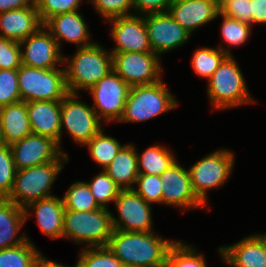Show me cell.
I'll return each mask as SVG.
<instances>
[{
    "label": "cell",
    "instance_id": "cell-1",
    "mask_svg": "<svg viewBox=\"0 0 266 267\" xmlns=\"http://www.w3.org/2000/svg\"><path fill=\"white\" fill-rule=\"evenodd\" d=\"M175 243L151 232L113 230L107 247L122 264L132 267H157L167 261L170 247Z\"/></svg>",
    "mask_w": 266,
    "mask_h": 267
},
{
    "label": "cell",
    "instance_id": "cell-2",
    "mask_svg": "<svg viewBox=\"0 0 266 267\" xmlns=\"http://www.w3.org/2000/svg\"><path fill=\"white\" fill-rule=\"evenodd\" d=\"M62 63L67 64L64 71L68 91L77 94V90H89L112 71V54L93 43L78 48L70 60L63 58Z\"/></svg>",
    "mask_w": 266,
    "mask_h": 267
},
{
    "label": "cell",
    "instance_id": "cell-3",
    "mask_svg": "<svg viewBox=\"0 0 266 267\" xmlns=\"http://www.w3.org/2000/svg\"><path fill=\"white\" fill-rule=\"evenodd\" d=\"M69 161L66 152L56 161L17 170L13 188L8 196L12 203L24 209L30 203L54 196L51 187L58 174Z\"/></svg>",
    "mask_w": 266,
    "mask_h": 267
},
{
    "label": "cell",
    "instance_id": "cell-4",
    "mask_svg": "<svg viewBox=\"0 0 266 267\" xmlns=\"http://www.w3.org/2000/svg\"><path fill=\"white\" fill-rule=\"evenodd\" d=\"M207 96L217 110L234 108L255 101L248 92L243 73L233 55H228L208 79Z\"/></svg>",
    "mask_w": 266,
    "mask_h": 267
},
{
    "label": "cell",
    "instance_id": "cell-5",
    "mask_svg": "<svg viewBox=\"0 0 266 267\" xmlns=\"http://www.w3.org/2000/svg\"><path fill=\"white\" fill-rule=\"evenodd\" d=\"M112 213L101 207L91 211L65 210L63 237L87 247L107 246L113 233Z\"/></svg>",
    "mask_w": 266,
    "mask_h": 267
},
{
    "label": "cell",
    "instance_id": "cell-6",
    "mask_svg": "<svg viewBox=\"0 0 266 267\" xmlns=\"http://www.w3.org/2000/svg\"><path fill=\"white\" fill-rule=\"evenodd\" d=\"M178 101L162 80L132 86L119 122H144L177 107Z\"/></svg>",
    "mask_w": 266,
    "mask_h": 267
},
{
    "label": "cell",
    "instance_id": "cell-7",
    "mask_svg": "<svg viewBox=\"0 0 266 267\" xmlns=\"http://www.w3.org/2000/svg\"><path fill=\"white\" fill-rule=\"evenodd\" d=\"M21 100L61 101L68 93L64 67L53 69L21 65L17 69Z\"/></svg>",
    "mask_w": 266,
    "mask_h": 267
},
{
    "label": "cell",
    "instance_id": "cell-8",
    "mask_svg": "<svg viewBox=\"0 0 266 267\" xmlns=\"http://www.w3.org/2000/svg\"><path fill=\"white\" fill-rule=\"evenodd\" d=\"M233 166L234 154L227 149H220L205 155L188 169L193 192L205 206L207 190L225 184Z\"/></svg>",
    "mask_w": 266,
    "mask_h": 267
},
{
    "label": "cell",
    "instance_id": "cell-9",
    "mask_svg": "<svg viewBox=\"0 0 266 267\" xmlns=\"http://www.w3.org/2000/svg\"><path fill=\"white\" fill-rule=\"evenodd\" d=\"M77 98L78 94L68 93L61 100V139L65 128L74 142L84 146L103 127L93 107L80 102Z\"/></svg>",
    "mask_w": 266,
    "mask_h": 267
},
{
    "label": "cell",
    "instance_id": "cell-10",
    "mask_svg": "<svg viewBox=\"0 0 266 267\" xmlns=\"http://www.w3.org/2000/svg\"><path fill=\"white\" fill-rule=\"evenodd\" d=\"M112 54V70L130 87L149 85L161 80L160 58L154 52H122Z\"/></svg>",
    "mask_w": 266,
    "mask_h": 267
},
{
    "label": "cell",
    "instance_id": "cell-11",
    "mask_svg": "<svg viewBox=\"0 0 266 267\" xmlns=\"http://www.w3.org/2000/svg\"><path fill=\"white\" fill-rule=\"evenodd\" d=\"M130 86L113 70L88 91L94 101L93 109L102 121L119 122L123 115Z\"/></svg>",
    "mask_w": 266,
    "mask_h": 267
},
{
    "label": "cell",
    "instance_id": "cell-12",
    "mask_svg": "<svg viewBox=\"0 0 266 267\" xmlns=\"http://www.w3.org/2000/svg\"><path fill=\"white\" fill-rule=\"evenodd\" d=\"M114 204L119 217H111L113 229L125 232L153 231L151 206L134 189H121Z\"/></svg>",
    "mask_w": 266,
    "mask_h": 267
},
{
    "label": "cell",
    "instance_id": "cell-13",
    "mask_svg": "<svg viewBox=\"0 0 266 267\" xmlns=\"http://www.w3.org/2000/svg\"><path fill=\"white\" fill-rule=\"evenodd\" d=\"M152 52L163 54L190 39V34L168 12L144 15Z\"/></svg>",
    "mask_w": 266,
    "mask_h": 267
},
{
    "label": "cell",
    "instance_id": "cell-14",
    "mask_svg": "<svg viewBox=\"0 0 266 267\" xmlns=\"http://www.w3.org/2000/svg\"><path fill=\"white\" fill-rule=\"evenodd\" d=\"M16 170L54 162L64 151L51 138L31 133L10 145Z\"/></svg>",
    "mask_w": 266,
    "mask_h": 267
},
{
    "label": "cell",
    "instance_id": "cell-15",
    "mask_svg": "<svg viewBox=\"0 0 266 267\" xmlns=\"http://www.w3.org/2000/svg\"><path fill=\"white\" fill-rule=\"evenodd\" d=\"M24 46L21 49L22 65L53 69L63 62L64 56L59 48L57 41L50 32L41 26L35 33L20 42Z\"/></svg>",
    "mask_w": 266,
    "mask_h": 267
},
{
    "label": "cell",
    "instance_id": "cell-16",
    "mask_svg": "<svg viewBox=\"0 0 266 267\" xmlns=\"http://www.w3.org/2000/svg\"><path fill=\"white\" fill-rule=\"evenodd\" d=\"M111 26L110 36L116 45L111 53L152 52L149 44L144 16L127 15L108 20Z\"/></svg>",
    "mask_w": 266,
    "mask_h": 267
},
{
    "label": "cell",
    "instance_id": "cell-17",
    "mask_svg": "<svg viewBox=\"0 0 266 267\" xmlns=\"http://www.w3.org/2000/svg\"><path fill=\"white\" fill-rule=\"evenodd\" d=\"M162 203L181 207L183 210L204 207L193 192L189 171L180 166L177 160L160 175Z\"/></svg>",
    "mask_w": 266,
    "mask_h": 267
},
{
    "label": "cell",
    "instance_id": "cell-18",
    "mask_svg": "<svg viewBox=\"0 0 266 267\" xmlns=\"http://www.w3.org/2000/svg\"><path fill=\"white\" fill-rule=\"evenodd\" d=\"M43 26L57 41L59 48H61L60 41L62 40L75 43L77 48L95 43L89 40L91 36L88 26L78 11L55 15L48 19Z\"/></svg>",
    "mask_w": 266,
    "mask_h": 267
},
{
    "label": "cell",
    "instance_id": "cell-19",
    "mask_svg": "<svg viewBox=\"0 0 266 267\" xmlns=\"http://www.w3.org/2000/svg\"><path fill=\"white\" fill-rule=\"evenodd\" d=\"M28 118L34 134L61 144V101L26 102Z\"/></svg>",
    "mask_w": 266,
    "mask_h": 267
},
{
    "label": "cell",
    "instance_id": "cell-20",
    "mask_svg": "<svg viewBox=\"0 0 266 267\" xmlns=\"http://www.w3.org/2000/svg\"><path fill=\"white\" fill-rule=\"evenodd\" d=\"M168 13L190 35H192L196 28L220 16L213 0H175L169 7Z\"/></svg>",
    "mask_w": 266,
    "mask_h": 267
},
{
    "label": "cell",
    "instance_id": "cell-21",
    "mask_svg": "<svg viewBox=\"0 0 266 267\" xmlns=\"http://www.w3.org/2000/svg\"><path fill=\"white\" fill-rule=\"evenodd\" d=\"M23 210L25 220L32 213L30 211H35L37 224L43 234L52 239L63 237L65 207L62 198L51 196L37 200L27 205Z\"/></svg>",
    "mask_w": 266,
    "mask_h": 267
},
{
    "label": "cell",
    "instance_id": "cell-22",
    "mask_svg": "<svg viewBox=\"0 0 266 267\" xmlns=\"http://www.w3.org/2000/svg\"><path fill=\"white\" fill-rule=\"evenodd\" d=\"M41 26L36 5L0 13V38L20 43Z\"/></svg>",
    "mask_w": 266,
    "mask_h": 267
},
{
    "label": "cell",
    "instance_id": "cell-23",
    "mask_svg": "<svg viewBox=\"0 0 266 267\" xmlns=\"http://www.w3.org/2000/svg\"><path fill=\"white\" fill-rule=\"evenodd\" d=\"M218 251L222 260L232 267H266L262 243L253 234L232 245L221 246Z\"/></svg>",
    "mask_w": 266,
    "mask_h": 267
},
{
    "label": "cell",
    "instance_id": "cell-24",
    "mask_svg": "<svg viewBox=\"0 0 266 267\" xmlns=\"http://www.w3.org/2000/svg\"><path fill=\"white\" fill-rule=\"evenodd\" d=\"M0 129L5 145H11L32 132L26 102L18 101L0 108Z\"/></svg>",
    "mask_w": 266,
    "mask_h": 267
},
{
    "label": "cell",
    "instance_id": "cell-25",
    "mask_svg": "<svg viewBox=\"0 0 266 267\" xmlns=\"http://www.w3.org/2000/svg\"><path fill=\"white\" fill-rule=\"evenodd\" d=\"M25 221L22 208L7 198H0V249L15 247L27 240L25 233L15 238Z\"/></svg>",
    "mask_w": 266,
    "mask_h": 267
},
{
    "label": "cell",
    "instance_id": "cell-26",
    "mask_svg": "<svg viewBox=\"0 0 266 267\" xmlns=\"http://www.w3.org/2000/svg\"><path fill=\"white\" fill-rule=\"evenodd\" d=\"M104 171L120 189H133L139 175L137 150L132 144H125Z\"/></svg>",
    "mask_w": 266,
    "mask_h": 267
},
{
    "label": "cell",
    "instance_id": "cell-27",
    "mask_svg": "<svg viewBox=\"0 0 266 267\" xmlns=\"http://www.w3.org/2000/svg\"><path fill=\"white\" fill-rule=\"evenodd\" d=\"M172 153L164 145L151 146L143 154L137 153L139 174L160 176L176 161Z\"/></svg>",
    "mask_w": 266,
    "mask_h": 267
},
{
    "label": "cell",
    "instance_id": "cell-28",
    "mask_svg": "<svg viewBox=\"0 0 266 267\" xmlns=\"http://www.w3.org/2000/svg\"><path fill=\"white\" fill-rule=\"evenodd\" d=\"M191 59L192 68L199 77H205L207 80L219 68L222 61L232 55L224 46L218 48H199L193 53Z\"/></svg>",
    "mask_w": 266,
    "mask_h": 267
},
{
    "label": "cell",
    "instance_id": "cell-29",
    "mask_svg": "<svg viewBox=\"0 0 266 267\" xmlns=\"http://www.w3.org/2000/svg\"><path fill=\"white\" fill-rule=\"evenodd\" d=\"M84 146H89L91 158L101 165L103 170L123 147L117 139L104 135V130H101Z\"/></svg>",
    "mask_w": 266,
    "mask_h": 267
},
{
    "label": "cell",
    "instance_id": "cell-30",
    "mask_svg": "<svg viewBox=\"0 0 266 267\" xmlns=\"http://www.w3.org/2000/svg\"><path fill=\"white\" fill-rule=\"evenodd\" d=\"M65 210L91 211L101 208L87 182L73 183L62 198Z\"/></svg>",
    "mask_w": 266,
    "mask_h": 267
},
{
    "label": "cell",
    "instance_id": "cell-31",
    "mask_svg": "<svg viewBox=\"0 0 266 267\" xmlns=\"http://www.w3.org/2000/svg\"><path fill=\"white\" fill-rule=\"evenodd\" d=\"M40 254L35 245L27 240L15 247L0 249V267H31Z\"/></svg>",
    "mask_w": 266,
    "mask_h": 267
},
{
    "label": "cell",
    "instance_id": "cell-32",
    "mask_svg": "<svg viewBox=\"0 0 266 267\" xmlns=\"http://www.w3.org/2000/svg\"><path fill=\"white\" fill-rule=\"evenodd\" d=\"M193 246L175 241L167 254V262L171 267H207L205 258Z\"/></svg>",
    "mask_w": 266,
    "mask_h": 267
},
{
    "label": "cell",
    "instance_id": "cell-33",
    "mask_svg": "<svg viewBox=\"0 0 266 267\" xmlns=\"http://www.w3.org/2000/svg\"><path fill=\"white\" fill-rule=\"evenodd\" d=\"M75 267H120L122 263L109 250L104 247H85L80 251Z\"/></svg>",
    "mask_w": 266,
    "mask_h": 267
},
{
    "label": "cell",
    "instance_id": "cell-34",
    "mask_svg": "<svg viewBox=\"0 0 266 267\" xmlns=\"http://www.w3.org/2000/svg\"><path fill=\"white\" fill-rule=\"evenodd\" d=\"M87 184L96 202L104 208H108V202H114L121 191L120 187L104 170L96 175L91 182H87Z\"/></svg>",
    "mask_w": 266,
    "mask_h": 267
},
{
    "label": "cell",
    "instance_id": "cell-35",
    "mask_svg": "<svg viewBox=\"0 0 266 267\" xmlns=\"http://www.w3.org/2000/svg\"><path fill=\"white\" fill-rule=\"evenodd\" d=\"M223 23L221 25V35L225 43L232 46H241L250 37L252 25L241 22L236 19H231L224 15Z\"/></svg>",
    "mask_w": 266,
    "mask_h": 267
},
{
    "label": "cell",
    "instance_id": "cell-36",
    "mask_svg": "<svg viewBox=\"0 0 266 267\" xmlns=\"http://www.w3.org/2000/svg\"><path fill=\"white\" fill-rule=\"evenodd\" d=\"M82 0H35L38 15L42 24L51 17L79 10Z\"/></svg>",
    "mask_w": 266,
    "mask_h": 267
},
{
    "label": "cell",
    "instance_id": "cell-37",
    "mask_svg": "<svg viewBox=\"0 0 266 267\" xmlns=\"http://www.w3.org/2000/svg\"><path fill=\"white\" fill-rule=\"evenodd\" d=\"M16 168L9 145L0 148V198H8L14 184Z\"/></svg>",
    "mask_w": 266,
    "mask_h": 267
},
{
    "label": "cell",
    "instance_id": "cell-38",
    "mask_svg": "<svg viewBox=\"0 0 266 267\" xmlns=\"http://www.w3.org/2000/svg\"><path fill=\"white\" fill-rule=\"evenodd\" d=\"M21 101L17 69H0V108Z\"/></svg>",
    "mask_w": 266,
    "mask_h": 267
},
{
    "label": "cell",
    "instance_id": "cell-39",
    "mask_svg": "<svg viewBox=\"0 0 266 267\" xmlns=\"http://www.w3.org/2000/svg\"><path fill=\"white\" fill-rule=\"evenodd\" d=\"M136 186L133 188L146 202L162 203V184L160 176L139 174L136 180Z\"/></svg>",
    "mask_w": 266,
    "mask_h": 267
},
{
    "label": "cell",
    "instance_id": "cell-40",
    "mask_svg": "<svg viewBox=\"0 0 266 267\" xmlns=\"http://www.w3.org/2000/svg\"><path fill=\"white\" fill-rule=\"evenodd\" d=\"M91 2L106 21L133 14L129 11L133 9V0H88Z\"/></svg>",
    "mask_w": 266,
    "mask_h": 267
},
{
    "label": "cell",
    "instance_id": "cell-41",
    "mask_svg": "<svg viewBox=\"0 0 266 267\" xmlns=\"http://www.w3.org/2000/svg\"><path fill=\"white\" fill-rule=\"evenodd\" d=\"M19 42L0 38V69H18L22 65Z\"/></svg>",
    "mask_w": 266,
    "mask_h": 267
},
{
    "label": "cell",
    "instance_id": "cell-42",
    "mask_svg": "<svg viewBox=\"0 0 266 267\" xmlns=\"http://www.w3.org/2000/svg\"><path fill=\"white\" fill-rule=\"evenodd\" d=\"M219 13L251 25V0H232L224 5Z\"/></svg>",
    "mask_w": 266,
    "mask_h": 267
},
{
    "label": "cell",
    "instance_id": "cell-43",
    "mask_svg": "<svg viewBox=\"0 0 266 267\" xmlns=\"http://www.w3.org/2000/svg\"><path fill=\"white\" fill-rule=\"evenodd\" d=\"M175 0H133V10L140 14H154L168 12Z\"/></svg>",
    "mask_w": 266,
    "mask_h": 267
},
{
    "label": "cell",
    "instance_id": "cell-44",
    "mask_svg": "<svg viewBox=\"0 0 266 267\" xmlns=\"http://www.w3.org/2000/svg\"><path fill=\"white\" fill-rule=\"evenodd\" d=\"M266 23V0H251V25Z\"/></svg>",
    "mask_w": 266,
    "mask_h": 267
},
{
    "label": "cell",
    "instance_id": "cell-45",
    "mask_svg": "<svg viewBox=\"0 0 266 267\" xmlns=\"http://www.w3.org/2000/svg\"><path fill=\"white\" fill-rule=\"evenodd\" d=\"M35 5V0H0V13Z\"/></svg>",
    "mask_w": 266,
    "mask_h": 267
},
{
    "label": "cell",
    "instance_id": "cell-46",
    "mask_svg": "<svg viewBox=\"0 0 266 267\" xmlns=\"http://www.w3.org/2000/svg\"><path fill=\"white\" fill-rule=\"evenodd\" d=\"M31 267H66V266H63L60 263L48 260L42 255V253H40L38 257L32 263Z\"/></svg>",
    "mask_w": 266,
    "mask_h": 267
},
{
    "label": "cell",
    "instance_id": "cell-47",
    "mask_svg": "<svg viewBox=\"0 0 266 267\" xmlns=\"http://www.w3.org/2000/svg\"><path fill=\"white\" fill-rule=\"evenodd\" d=\"M254 236L262 243L263 249L266 254V234H254Z\"/></svg>",
    "mask_w": 266,
    "mask_h": 267
},
{
    "label": "cell",
    "instance_id": "cell-48",
    "mask_svg": "<svg viewBox=\"0 0 266 267\" xmlns=\"http://www.w3.org/2000/svg\"><path fill=\"white\" fill-rule=\"evenodd\" d=\"M218 10H220L224 5L232 0H213Z\"/></svg>",
    "mask_w": 266,
    "mask_h": 267
},
{
    "label": "cell",
    "instance_id": "cell-49",
    "mask_svg": "<svg viewBox=\"0 0 266 267\" xmlns=\"http://www.w3.org/2000/svg\"><path fill=\"white\" fill-rule=\"evenodd\" d=\"M5 144H4V142H3V139H2V135H1V129H0V148L2 147V146H4Z\"/></svg>",
    "mask_w": 266,
    "mask_h": 267
},
{
    "label": "cell",
    "instance_id": "cell-50",
    "mask_svg": "<svg viewBox=\"0 0 266 267\" xmlns=\"http://www.w3.org/2000/svg\"><path fill=\"white\" fill-rule=\"evenodd\" d=\"M157 267H171V265L166 261L164 264Z\"/></svg>",
    "mask_w": 266,
    "mask_h": 267
},
{
    "label": "cell",
    "instance_id": "cell-51",
    "mask_svg": "<svg viewBox=\"0 0 266 267\" xmlns=\"http://www.w3.org/2000/svg\"><path fill=\"white\" fill-rule=\"evenodd\" d=\"M120 267H132L130 265L122 264Z\"/></svg>",
    "mask_w": 266,
    "mask_h": 267
}]
</instances>
